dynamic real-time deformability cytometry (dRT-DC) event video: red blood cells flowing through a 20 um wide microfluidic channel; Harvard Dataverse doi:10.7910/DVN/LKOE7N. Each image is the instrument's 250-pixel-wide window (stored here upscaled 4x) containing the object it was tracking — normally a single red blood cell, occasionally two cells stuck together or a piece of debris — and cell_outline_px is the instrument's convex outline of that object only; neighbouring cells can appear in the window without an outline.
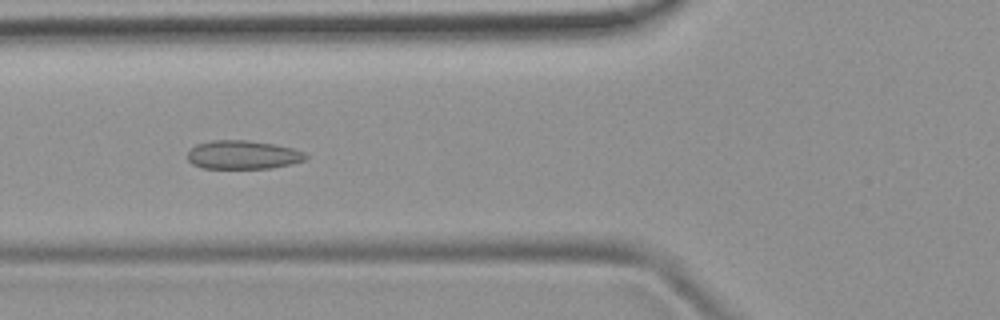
{"species": "common noctule bat (a hibernating species)", "species_latin": "Nyctalus noctula", "temperature_condition": "room temperature", "stored_images_in_passage": 34, "camera_frame_rate_fps": 3000, "um_per_image_px": 0.085, "animal": {"sex": "female", "body_mass_g": 19.9}, "frame": {"image": 1, "passage_image": 6, "time_ms": 1.667, "image_size_px": [1000, 320], "cell_outline_px": [[308, 160], [292, 164], [272, 168], [200, 168], [192, 164], [188, 160], [188, 152], [196, 144], [212, 140], [248, 140], [276, 144], [292, 148], [304, 152], [308, 156]], "centroid_in_image_um": [20.68, 13.16], "position_along_channel_um": 105.1, "area_um2": 19.94}}
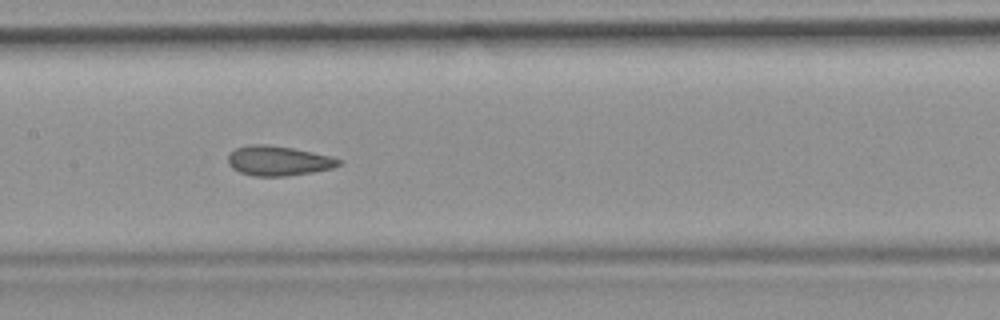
{"frame": {"image": 2, "passage_image": 12, "time_ms": 3.667, "image_size_px": [1000, 320], "cell_outline_px": [[340, 164], [332, 168], [312, 172], [288, 176], [252, 176], [240, 172], [232, 168], [228, 164], [228, 156], [236, 148], [252, 144], [264, 144], [292, 148], [332, 156], [340, 160]], "centroid_in_image_um": [23.64, 13.67], "position_along_channel_um": 183.8, "area_um2": 19.07}}
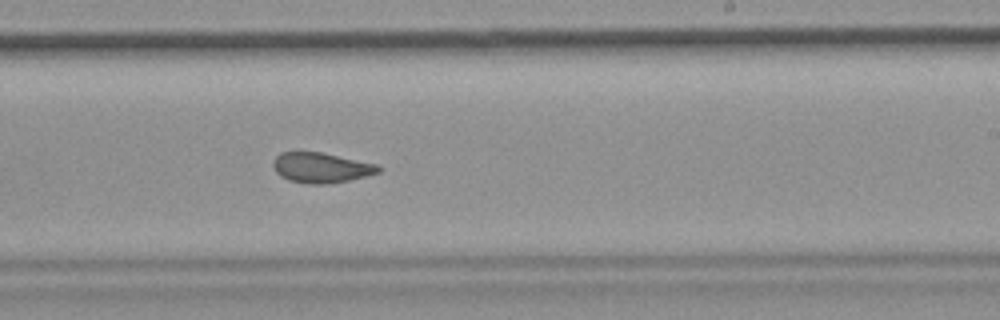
{"frame": {"image": 3, "passage_image": 18, "time_ms": 5.667, "image_size_px": [1000, 320], "cell_outline_px": [[384, 168], [380, 172], [348, 180], [328, 184], [308, 184], [288, 180], [280, 176], [276, 172], [272, 164], [276, 156], [280, 152], [320, 152], [380, 164]], "centroid_in_image_um": [27.32, 14.25], "position_along_channel_um": 261.7, "area_um2": 18.67}, "authors_computed_cell_mechanics": {"area_um2": 19.1896, "velocity_mm_per_s": 3.9316, "shape_relaxation_time_tau1_ms": null, "shape_relaxation_time_tau2_ms": 1.4829, "deformation_change_tau1": null, "deformation_change_tau2": 0.0749}}